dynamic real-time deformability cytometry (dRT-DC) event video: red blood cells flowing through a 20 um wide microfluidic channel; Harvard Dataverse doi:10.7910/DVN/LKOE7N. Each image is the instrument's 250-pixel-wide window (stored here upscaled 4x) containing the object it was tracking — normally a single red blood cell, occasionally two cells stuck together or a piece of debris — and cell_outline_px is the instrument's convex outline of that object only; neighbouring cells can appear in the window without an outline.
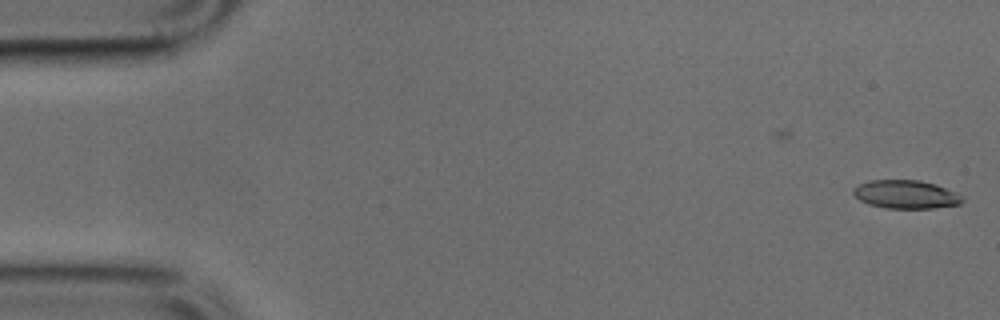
{"species": "common noctule bat (a hibernating species)", "species_latin": "Nyctalus noctula", "temperature_condition": "cold", "stored_images_in_passage": 3, "camera_frame_rate_fps": 3000, "um_per_image_px": 0.085, "animal": {"sex": "male", "body_mass_g": 17.9, "forearm_length_mm": 54.2}, "frame": {"image": 1, "passage_image": 3, "time_ms": 0.667, "image_size_px": [1000, 320], "cell_outline_px": [[964, 200], [960, 204], [932, 208], [884, 208], [868, 204], [860, 200], [852, 192], [852, 188], [868, 180], [920, 180], [936, 184], [956, 192], [964, 196]], "centroid_in_image_um": [77.01, 16.52], "position_along_channel_um": 8.0, "area_um2": 18.15}}